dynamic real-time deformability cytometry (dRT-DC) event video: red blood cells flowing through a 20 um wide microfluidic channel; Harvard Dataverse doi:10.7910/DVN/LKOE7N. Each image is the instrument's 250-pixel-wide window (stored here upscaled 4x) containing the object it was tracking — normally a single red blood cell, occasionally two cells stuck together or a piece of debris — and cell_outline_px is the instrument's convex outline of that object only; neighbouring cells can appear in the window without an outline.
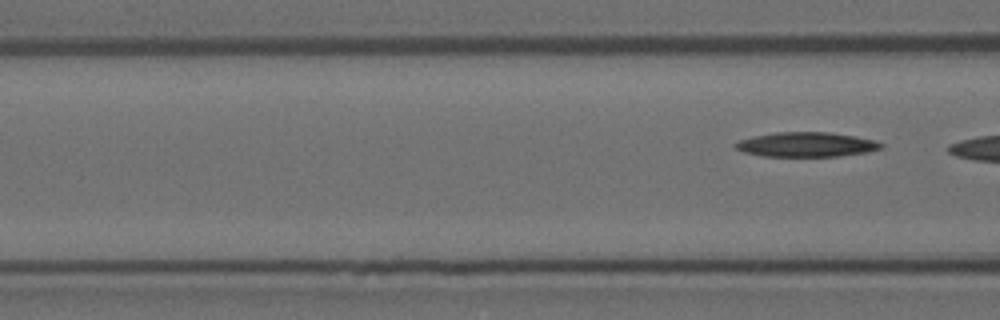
{"species": "Egyptian fruit bat (a non-hibernating species)", "species_latin": "Rousettus aegyptiacus", "temperature_condition": "room temperature", "stored_images_in_passage": 3, "segment_of_instrument_passage": [2, 2], "camera_frame_rate_fps": 3000, "um_per_image_px": 0.085, "animal": {"sex": "female"}, "frame": {"image": 1, "passage_image": 3, "time_ms": 0.667, "image_size_px": [1000, 320], "cell_outline_px": [[884, 148], [868, 152], [840, 156], [764, 156], [744, 152], [736, 148], [732, 144], [740, 140], [752, 136], [776, 132], [828, 132], [852, 136], [872, 140], [884, 144]], "centroid_in_image_um": [68.53, 12.29], "position_along_channel_um": 98.1, "area_um2": 20.81}}